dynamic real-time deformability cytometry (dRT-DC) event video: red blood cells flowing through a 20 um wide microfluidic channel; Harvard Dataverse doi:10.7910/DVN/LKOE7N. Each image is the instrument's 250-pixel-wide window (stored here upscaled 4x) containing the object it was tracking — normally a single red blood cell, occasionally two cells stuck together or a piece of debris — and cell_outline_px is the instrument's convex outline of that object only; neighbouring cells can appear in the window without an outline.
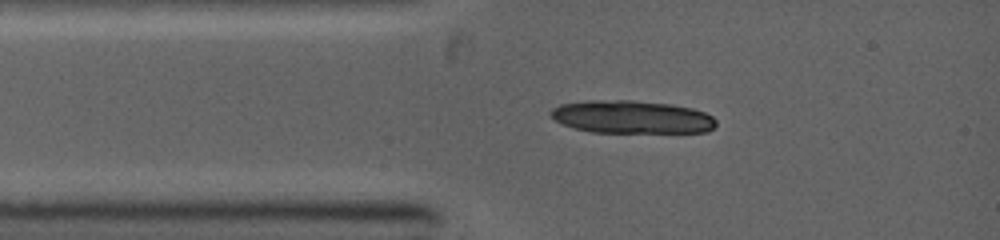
{"species": "common noctule bat (a hibernating species)", "species_latin": "Nyctalus noctula", "temperature_condition": "warm", "stored_images_in_passage": 1, "camera_frame_rate_fps": 5000, "um_per_image_px": 0.085, "animal": {"sex": "female", "body_mass_g": 19.0, "forearm_length_mm": 53.3}, "frame": {"image": 1, "passage_image": 1, "time_ms": 0.0, "image_size_px": [1000, 240], "cell_outline_px": [[716, 124], [708, 132], [592, 132], [572, 128], [556, 120], [548, 112], [552, 108], [560, 104], [588, 100], [632, 100], [672, 104], [692, 108], [704, 112], [712, 116], [716, 120]], "centroid_in_image_um": [53.69, 9.94], "position_along_channel_um": 31.3, "area_um2": 31.79}}